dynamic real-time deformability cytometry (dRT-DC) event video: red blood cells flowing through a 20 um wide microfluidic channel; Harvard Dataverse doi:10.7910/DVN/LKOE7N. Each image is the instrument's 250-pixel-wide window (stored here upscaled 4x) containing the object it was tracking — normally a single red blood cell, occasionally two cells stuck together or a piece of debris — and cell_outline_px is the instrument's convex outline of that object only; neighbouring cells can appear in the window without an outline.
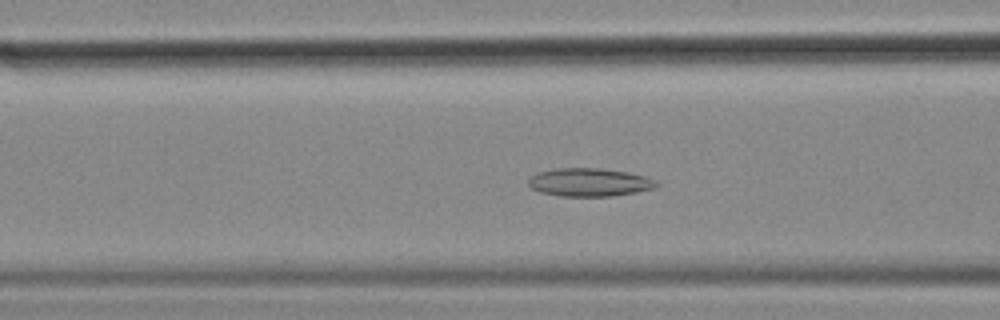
{"species": "common noctule bat (a hibernating species)", "species_latin": "Nyctalus noctula", "temperature_condition": "cold", "stored_images_in_passage": 58, "camera_frame_rate_fps": 3000, "um_per_image_px": 0.085, "animal": {"sex": "female", "body_mass_g": 18.4}, "frame": {"image": 1, "passage_image": 22, "time_ms": 7.0, "image_size_px": [1000, 320], "cell_outline_px": [[660, 184], [652, 188], [636, 192], [612, 196], [560, 196], [540, 192], [528, 188], [528, 180], [532, 176], [540, 172], [556, 168], [600, 168], [628, 172], [644, 176], [656, 180]], "centroid_in_image_um": [50.08, 15.49], "position_along_channel_um": 116.5, "area_um2": 21.04}}
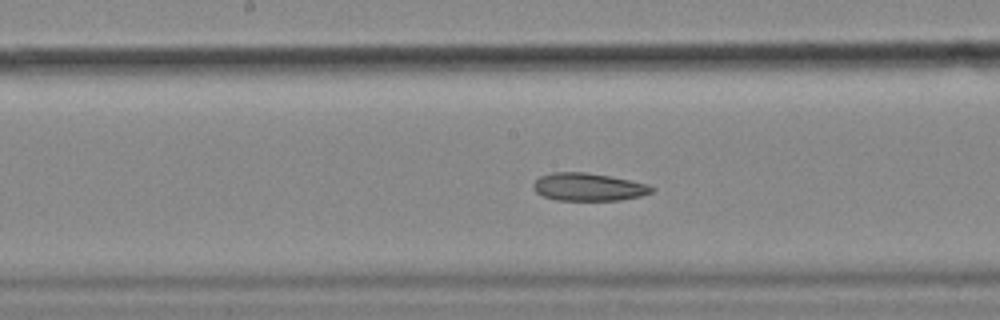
{"frame": {"image": 2, "passage_image": 29, "time_ms": 9.333, "image_size_px": [1000, 320], "cell_outline_px": [[656, 188], [652, 192], [640, 196], [620, 200], [556, 200], [544, 196], [536, 192], [532, 188], [532, 184], [540, 176], [552, 172], [584, 172], [608, 176], [648, 184]], "centroid_in_image_um": [49.99, 15.89], "position_along_channel_um": 198.2, "area_um2": 19.07}}
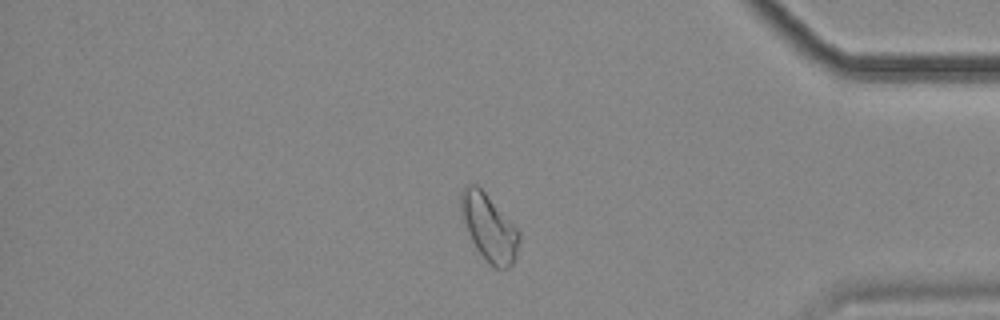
{"frame": {"image": 3, "passage_image": 48, "time_ms": 15.667, "image_size_px": [1000, 320], "cell_outline_px": [[520, 240], [516, 260], [508, 268], [496, 268], [476, 248], [468, 232], [460, 212], [460, 192], [468, 184], [476, 184], [484, 192], [520, 232]], "centroid_in_image_um": [41.57, 19.34], "position_along_channel_um": 393.6, "area_um2": 22.2}, "authors_computed_cell_mechanics": {"area_um2": 22.0796, "velocity_mm_per_s": 3.5088, "shape_relaxation_time_tau1_ms": null, "shape_relaxation_time_tau2_ms": 10.7766, "deformation_change_tau1": null, "deformation_change_tau2": 0.181}}